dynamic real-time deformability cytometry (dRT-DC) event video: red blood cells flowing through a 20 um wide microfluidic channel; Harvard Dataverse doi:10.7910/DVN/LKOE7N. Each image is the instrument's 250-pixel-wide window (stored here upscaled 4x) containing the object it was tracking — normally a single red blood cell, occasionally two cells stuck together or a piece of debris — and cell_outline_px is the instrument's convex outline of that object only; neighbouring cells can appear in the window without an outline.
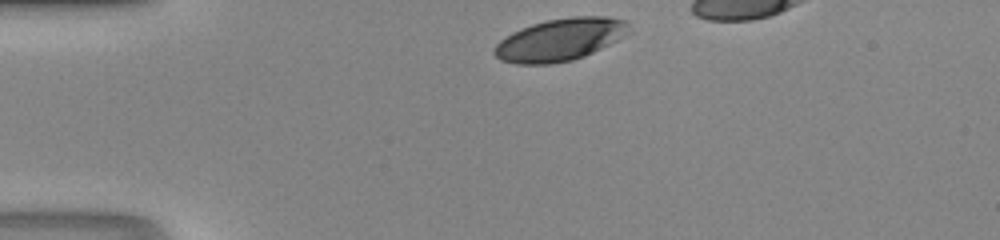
{"species": "human", "species_latin": "Homo sapiens", "temperature_condition": "room temperature", "stored_images_in_passage": 28, "camera_frame_rate_fps": 3000, "um_per_image_px": 0.085, "donor": {"sex": "male"}, "frame": {"image": 1, "passage_image": 1, "time_ms": 0.0, "image_size_px": [1000, 240], "cell_outline_px": [[632, 32], [584, 56], [572, 60], [552, 64], [516, 64], [500, 60], [492, 52], [496, 44], [500, 40], [512, 32], [532, 24], [548, 20], [572, 16], [608, 16], [624, 20], [628, 24]], "centroid_in_image_um": [47.6, 3.37], "position_along_channel_um": 37.4, "area_um2": 33.18}}
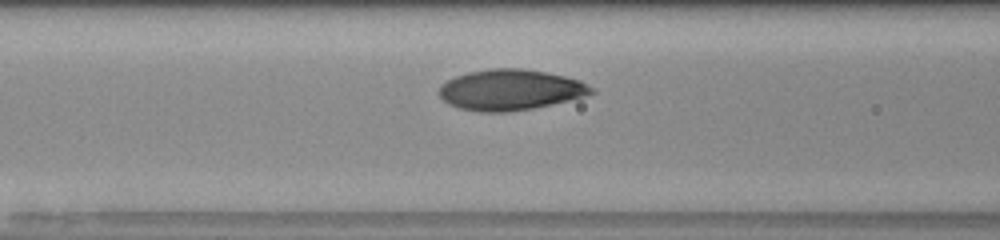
{"frame": {"image": 2, "passage_image": 10, "time_ms": 3.0, "image_size_px": [1000, 240], "cell_outline_px": [[596, 92], [584, 96], [552, 104], [532, 108], [508, 112], [480, 112], [460, 108], [448, 104], [440, 96], [440, 84], [456, 76], [468, 72], [492, 68], [524, 68], [564, 76], [580, 80], [592, 88]], "centroid_in_image_um": [43.36, 7.63], "position_along_channel_um": 123.2, "area_um2": 35.95}}
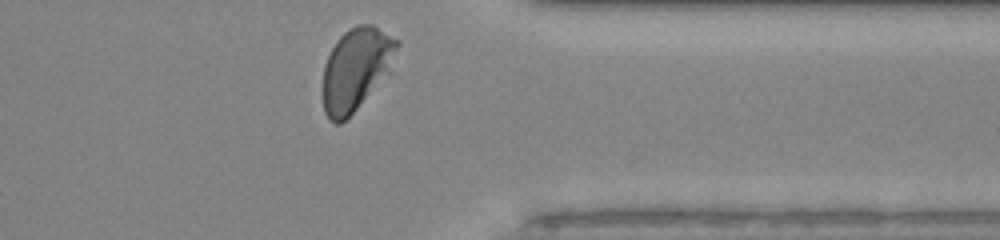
{"frame": {"image": 3, "passage_image": 28, "time_ms": 9.0, "image_size_px": [1000, 240], "cell_outline_px": [[400, 44], [384, 68], [356, 108], [340, 124], [336, 124], [328, 120], [324, 112], [324, 64], [336, 40], [348, 28], [356, 24], [372, 24], [400, 40]], "centroid_in_image_um": [30.16, 5.79], "position_along_channel_um": 381.2, "area_um2": 33.47}}